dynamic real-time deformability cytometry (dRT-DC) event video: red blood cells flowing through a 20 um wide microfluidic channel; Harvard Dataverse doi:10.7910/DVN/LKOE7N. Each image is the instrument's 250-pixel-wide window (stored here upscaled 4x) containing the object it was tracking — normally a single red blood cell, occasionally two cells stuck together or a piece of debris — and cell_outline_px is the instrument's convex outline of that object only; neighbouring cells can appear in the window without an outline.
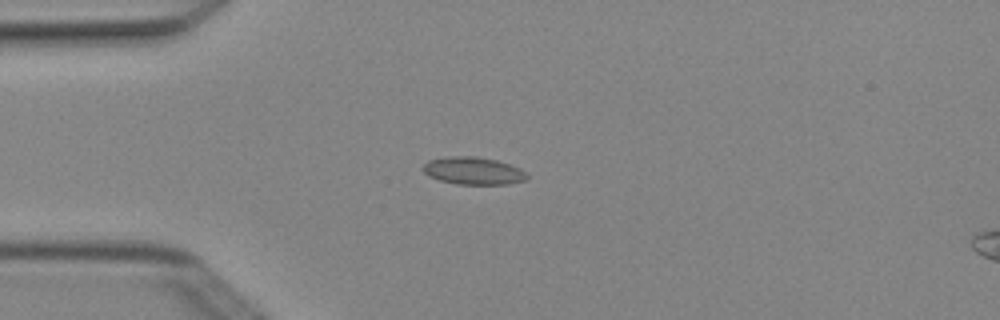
{"species": "Egyptian fruit bat (a non-hibernating species)", "species_latin": "Rousettus aegyptiacus", "temperature_condition": "cold", "stored_images_in_passage": 5, "camera_frame_rate_fps": 3000, "um_per_image_px": 0.085, "animal": {"sex": "female"}, "frame": {"image": 1, "passage_image": 4, "time_ms": 1.0, "image_size_px": [1000, 320], "cell_outline_px": [[528, 176], [524, 180], [508, 184], [456, 184], [440, 180], [424, 172], [420, 168], [428, 160], [444, 156], [476, 156], [496, 160], [520, 168]], "centroid_in_image_um": [40.19, 14.5], "position_along_channel_um": 44.8, "area_um2": 16.59}}